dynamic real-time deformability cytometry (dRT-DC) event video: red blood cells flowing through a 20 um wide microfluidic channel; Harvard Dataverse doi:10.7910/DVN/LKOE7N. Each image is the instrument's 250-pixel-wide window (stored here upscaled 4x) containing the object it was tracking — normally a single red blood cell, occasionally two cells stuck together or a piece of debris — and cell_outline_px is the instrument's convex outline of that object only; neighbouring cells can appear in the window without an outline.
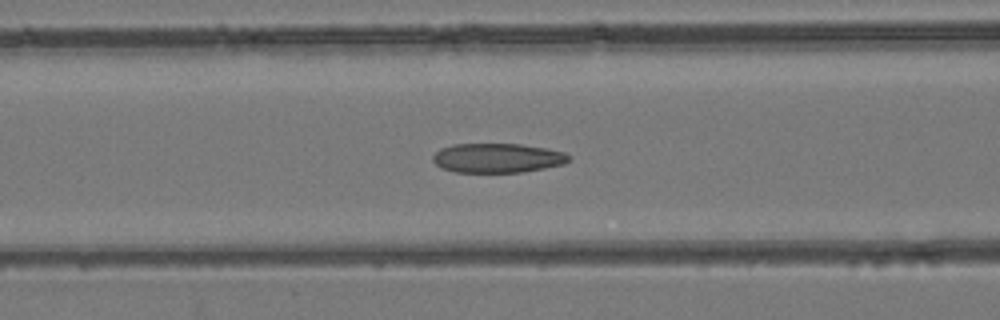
{"species": "common noctule bat (a hibernating species)", "species_latin": "Nyctalus noctula", "temperature_condition": "room temperature", "stored_images_in_passage": 50, "camera_frame_rate_fps": 3000, "um_per_image_px": 0.085, "animal": {"sex": "female", "body_mass_g": 24.6, "forearm_length_mm": 56.2}, "frame": {"image": 1, "passage_image": 21, "time_ms": 6.667, "image_size_px": [1000, 320], "cell_outline_px": [[572, 160], [564, 164], [524, 172], [456, 172], [440, 168], [432, 160], [432, 156], [440, 148], [452, 144], [520, 144], [544, 148], [564, 152], [572, 156]], "centroid_in_image_um": [42.29, 13.43], "position_along_channel_um": 124.3, "area_um2": 23.47}}
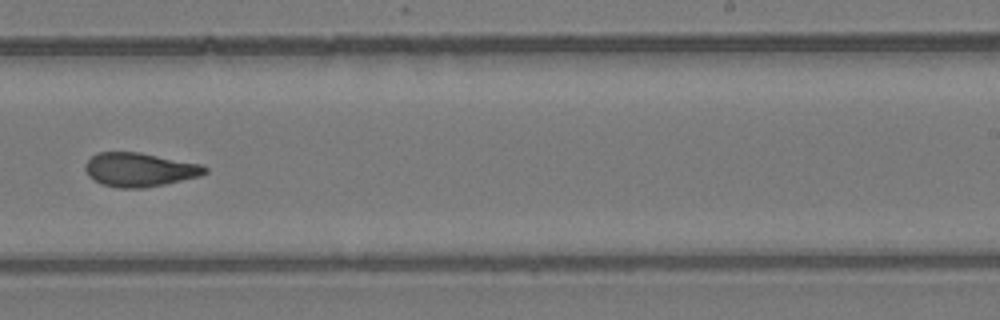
{"frame": {"image": 2, "passage_image": 32, "time_ms": 10.333, "image_size_px": [1000, 320], "cell_outline_px": [[208, 172], [200, 176], [164, 184], [144, 188], [120, 188], [100, 184], [88, 176], [84, 168], [84, 164], [96, 152], [140, 152], [204, 164], [208, 168]], "centroid_in_image_um": [11.87, 14.41], "position_along_channel_um": 277.1, "area_um2": 23.93}}
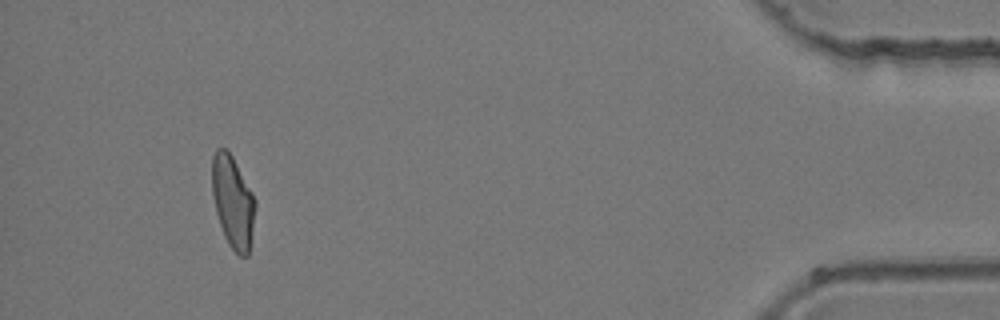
{"frame": {"image": 3, "passage_image": 47, "time_ms": 15.333, "image_size_px": [1000, 320], "cell_outline_px": [[256, 204], [248, 256], [240, 256], [228, 244], [224, 236], [216, 212], [212, 192], [212, 156], [216, 148], [224, 148], [232, 156], [252, 192], [256, 200]], "centroid_in_image_um": [19.78, 17.14], "position_along_channel_um": 415.4, "area_um2": 22.95}}